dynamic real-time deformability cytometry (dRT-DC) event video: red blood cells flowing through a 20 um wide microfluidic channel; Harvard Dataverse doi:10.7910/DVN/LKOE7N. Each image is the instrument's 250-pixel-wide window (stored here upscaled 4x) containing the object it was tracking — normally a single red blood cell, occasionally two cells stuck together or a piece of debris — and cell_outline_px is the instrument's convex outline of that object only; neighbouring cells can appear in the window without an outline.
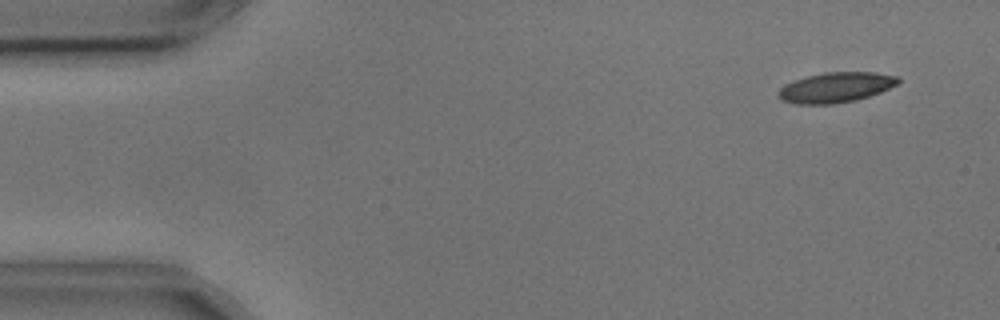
{"species": "common noctule bat (a hibernating species)", "species_latin": "Nyctalus noctula", "temperature_condition": "cold", "stored_images_in_passage": 4, "camera_frame_rate_fps": 3000, "um_per_image_px": 0.085, "animal": {"sex": "male", "body_mass_g": 17.9, "forearm_length_mm": 54.2}, "frame": {"image": 1, "passage_image": 1, "time_ms": 0.0, "image_size_px": [1000, 320], "cell_outline_px": [[900, 84], [880, 92], [856, 100], [832, 104], [796, 104], [780, 100], [776, 92], [784, 84], [792, 80], [824, 72], [876, 72], [900, 76]], "centroid_in_image_um": [71.04, 7.42], "position_along_channel_um": 14.0, "area_um2": 21.39}}